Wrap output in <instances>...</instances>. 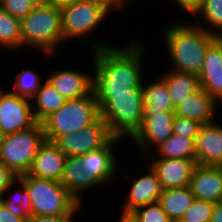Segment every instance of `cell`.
Listing matches in <instances>:
<instances>
[{
  "mask_svg": "<svg viewBox=\"0 0 222 222\" xmlns=\"http://www.w3.org/2000/svg\"><path fill=\"white\" fill-rule=\"evenodd\" d=\"M128 46H111L92 51L94 93L131 92V88H142V64L147 45L134 39ZM146 50V51H145Z\"/></svg>",
  "mask_w": 222,
  "mask_h": 222,
  "instance_id": "6da1fadb",
  "label": "cell"
},
{
  "mask_svg": "<svg viewBox=\"0 0 222 222\" xmlns=\"http://www.w3.org/2000/svg\"><path fill=\"white\" fill-rule=\"evenodd\" d=\"M183 23V24H182ZM162 29L167 56L172 70L199 75L207 48L218 38L203 28L186 21H177Z\"/></svg>",
  "mask_w": 222,
  "mask_h": 222,
  "instance_id": "7a4b0ae2",
  "label": "cell"
},
{
  "mask_svg": "<svg viewBox=\"0 0 222 222\" xmlns=\"http://www.w3.org/2000/svg\"><path fill=\"white\" fill-rule=\"evenodd\" d=\"M94 94L100 117L108 125L111 134L130 140L142 125V88H131V92Z\"/></svg>",
  "mask_w": 222,
  "mask_h": 222,
  "instance_id": "3957f363",
  "label": "cell"
},
{
  "mask_svg": "<svg viewBox=\"0 0 222 222\" xmlns=\"http://www.w3.org/2000/svg\"><path fill=\"white\" fill-rule=\"evenodd\" d=\"M22 49L31 47L54 56L64 43L61 10L51 5H38L21 20Z\"/></svg>",
  "mask_w": 222,
  "mask_h": 222,
  "instance_id": "277c9868",
  "label": "cell"
},
{
  "mask_svg": "<svg viewBox=\"0 0 222 222\" xmlns=\"http://www.w3.org/2000/svg\"><path fill=\"white\" fill-rule=\"evenodd\" d=\"M100 118V109L94 91L90 94L66 100L56 112L41 124L45 139L55 142L60 136L79 131L94 124Z\"/></svg>",
  "mask_w": 222,
  "mask_h": 222,
  "instance_id": "5b68a950",
  "label": "cell"
},
{
  "mask_svg": "<svg viewBox=\"0 0 222 222\" xmlns=\"http://www.w3.org/2000/svg\"><path fill=\"white\" fill-rule=\"evenodd\" d=\"M61 10V29L64 43L72 39L85 40L92 51L111 47V44H104L96 39H89L92 31H95L102 21L109 16L103 6L95 0H77L65 6ZM92 40V41H91ZM99 42V43H98Z\"/></svg>",
  "mask_w": 222,
  "mask_h": 222,
  "instance_id": "8992f818",
  "label": "cell"
},
{
  "mask_svg": "<svg viewBox=\"0 0 222 222\" xmlns=\"http://www.w3.org/2000/svg\"><path fill=\"white\" fill-rule=\"evenodd\" d=\"M18 178L30 196L32 215H66L79 204L60 181L37 178L28 173Z\"/></svg>",
  "mask_w": 222,
  "mask_h": 222,
  "instance_id": "52a82bcc",
  "label": "cell"
},
{
  "mask_svg": "<svg viewBox=\"0 0 222 222\" xmlns=\"http://www.w3.org/2000/svg\"><path fill=\"white\" fill-rule=\"evenodd\" d=\"M44 141L39 122L26 130L4 135L0 142V161L17 177L25 175Z\"/></svg>",
  "mask_w": 222,
  "mask_h": 222,
  "instance_id": "ba28073f",
  "label": "cell"
},
{
  "mask_svg": "<svg viewBox=\"0 0 222 222\" xmlns=\"http://www.w3.org/2000/svg\"><path fill=\"white\" fill-rule=\"evenodd\" d=\"M113 137L100 117L92 125L60 136L54 143L67 157H78L104 147Z\"/></svg>",
  "mask_w": 222,
  "mask_h": 222,
  "instance_id": "9c48e42d",
  "label": "cell"
},
{
  "mask_svg": "<svg viewBox=\"0 0 222 222\" xmlns=\"http://www.w3.org/2000/svg\"><path fill=\"white\" fill-rule=\"evenodd\" d=\"M175 116L174 111L143 112L142 125L130 139L143 157L152 153V148H156L173 134Z\"/></svg>",
  "mask_w": 222,
  "mask_h": 222,
  "instance_id": "30bf717a",
  "label": "cell"
},
{
  "mask_svg": "<svg viewBox=\"0 0 222 222\" xmlns=\"http://www.w3.org/2000/svg\"><path fill=\"white\" fill-rule=\"evenodd\" d=\"M31 99L21 97L10 90L0 99V133L2 136L26 130L37 121Z\"/></svg>",
  "mask_w": 222,
  "mask_h": 222,
  "instance_id": "8fae6325",
  "label": "cell"
},
{
  "mask_svg": "<svg viewBox=\"0 0 222 222\" xmlns=\"http://www.w3.org/2000/svg\"><path fill=\"white\" fill-rule=\"evenodd\" d=\"M121 140L123 139L113 137L104 147L78 156L87 174L92 176L101 186L112 185L117 178L116 170L118 169L117 160L119 158H116L114 150L116 147L114 146Z\"/></svg>",
  "mask_w": 222,
  "mask_h": 222,
  "instance_id": "7c38bea8",
  "label": "cell"
},
{
  "mask_svg": "<svg viewBox=\"0 0 222 222\" xmlns=\"http://www.w3.org/2000/svg\"><path fill=\"white\" fill-rule=\"evenodd\" d=\"M153 152L148 154L146 161L156 173L164 189L189 186L192 173L197 166L196 161L188 159L153 158ZM150 159L151 161H148Z\"/></svg>",
  "mask_w": 222,
  "mask_h": 222,
  "instance_id": "4fadbf2b",
  "label": "cell"
},
{
  "mask_svg": "<svg viewBox=\"0 0 222 222\" xmlns=\"http://www.w3.org/2000/svg\"><path fill=\"white\" fill-rule=\"evenodd\" d=\"M196 164L222 167V124H203L195 139Z\"/></svg>",
  "mask_w": 222,
  "mask_h": 222,
  "instance_id": "5bb4252c",
  "label": "cell"
},
{
  "mask_svg": "<svg viewBox=\"0 0 222 222\" xmlns=\"http://www.w3.org/2000/svg\"><path fill=\"white\" fill-rule=\"evenodd\" d=\"M199 81L200 87L220 105L222 103V40L219 37L207 48Z\"/></svg>",
  "mask_w": 222,
  "mask_h": 222,
  "instance_id": "9a60e30c",
  "label": "cell"
},
{
  "mask_svg": "<svg viewBox=\"0 0 222 222\" xmlns=\"http://www.w3.org/2000/svg\"><path fill=\"white\" fill-rule=\"evenodd\" d=\"M67 156L51 141L45 139L40 145L28 172L37 178L61 181Z\"/></svg>",
  "mask_w": 222,
  "mask_h": 222,
  "instance_id": "2e32d148",
  "label": "cell"
},
{
  "mask_svg": "<svg viewBox=\"0 0 222 222\" xmlns=\"http://www.w3.org/2000/svg\"><path fill=\"white\" fill-rule=\"evenodd\" d=\"M189 188L195 199L212 203L222 201V167L197 165Z\"/></svg>",
  "mask_w": 222,
  "mask_h": 222,
  "instance_id": "e0dca14e",
  "label": "cell"
},
{
  "mask_svg": "<svg viewBox=\"0 0 222 222\" xmlns=\"http://www.w3.org/2000/svg\"><path fill=\"white\" fill-rule=\"evenodd\" d=\"M149 173L136 177L132 181L127 197L124 199L121 212H132L138 207L154 203L162 194L163 188L156 173L148 166Z\"/></svg>",
  "mask_w": 222,
  "mask_h": 222,
  "instance_id": "ac0fdd59",
  "label": "cell"
},
{
  "mask_svg": "<svg viewBox=\"0 0 222 222\" xmlns=\"http://www.w3.org/2000/svg\"><path fill=\"white\" fill-rule=\"evenodd\" d=\"M47 76L45 79L67 100L88 95L93 91V74L84 71L58 69Z\"/></svg>",
  "mask_w": 222,
  "mask_h": 222,
  "instance_id": "d6986e66",
  "label": "cell"
},
{
  "mask_svg": "<svg viewBox=\"0 0 222 222\" xmlns=\"http://www.w3.org/2000/svg\"><path fill=\"white\" fill-rule=\"evenodd\" d=\"M219 104L211 97V95L200 88L186 97L185 100L175 107L176 116L191 119L203 124L211 123L217 119ZM217 109V111H216Z\"/></svg>",
  "mask_w": 222,
  "mask_h": 222,
  "instance_id": "ffe728a7",
  "label": "cell"
},
{
  "mask_svg": "<svg viewBox=\"0 0 222 222\" xmlns=\"http://www.w3.org/2000/svg\"><path fill=\"white\" fill-rule=\"evenodd\" d=\"M60 182L80 204L84 203L81 196L83 192L102 188L92 176L87 174L79 157L66 158L64 174Z\"/></svg>",
  "mask_w": 222,
  "mask_h": 222,
  "instance_id": "44dd1931",
  "label": "cell"
},
{
  "mask_svg": "<svg viewBox=\"0 0 222 222\" xmlns=\"http://www.w3.org/2000/svg\"><path fill=\"white\" fill-rule=\"evenodd\" d=\"M160 78L167 85L174 108L185 100L188 95L197 92L201 88L199 75L197 74L182 73L170 69L164 74L162 73Z\"/></svg>",
  "mask_w": 222,
  "mask_h": 222,
  "instance_id": "7402d4cb",
  "label": "cell"
},
{
  "mask_svg": "<svg viewBox=\"0 0 222 222\" xmlns=\"http://www.w3.org/2000/svg\"><path fill=\"white\" fill-rule=\"evenodd\" d=\"M66 100L47 79L44 80L38 93L31 98L36 121L42 123L49 115L58 111Z\"/></svg>",
  "mask_w": 222,
  "mask_h": 222,
  "instance_id": "603a6c76",
  "label": "cell"
},
{
  "mask_svg": "<svg viewBox=\"0 0 222 222\" xmlns=\"http://www.w3.org/2000/svg\"><path fill=\"white\" fill-rule=\"evenodd\" d=\"M194 199L189 186H186L164 189L157 202L172 221L181 219Z\"/></svg>",
  "mask_w": 222,
  "mask_h": 222,
  "instance_id": "cb8c5ba5",
  "label": "cell"
},
{
  "mask_svg": "<svg viewBox=\"0 0 222 222\" xmlns=\"http://www.w3.org/2000/svg\"><path fill=\"white\" fill-rule=\"evenodd\" d=\"M143 112L175 111L174 104L169 96L166 83L157 78L152 83H142Z\"/></svg>",
  "mask_w": 222,
  "mask_h": 222,
  "instance_id": "d4e9b609",
  "label": "cell"
},
{
  "mask_svg": "<svg viewBox=\"0 0 222 222\" xmlns=\"http://www.w3.org/2000/svg\"><path fill=\"white\" fill-rule=\"evenodd\" d=\"M188 15H200L203 18L201 20L205 21L202 25L198 18L196 23L191 22L208 33L217 37L222 34V0H200Z\"/></svg>",
  "mask_w": 222,
  "mask_h": 222,
  "instance_id": "484cf974",
  "label": "cell"
},
{
  "mask_svg": "<svg viewBox=\"0 0 222 222\" xmlns=\"http://www.w3.org/2000/svg\"><path fill=\"white\" fill-rule=\"evenodd\" d=\"M154 158L188 159L196 161L195 140L183 135L172 134L166 141L154 148Z\"/></svg>",
  "mask_w": 222,
  "mask_h": 222,
  "instance_id": "4316f807",
  "label": "cell"
},
{
  "mask_svg": "<svg viewBox=\"0 0 222 222\" xmlns=\"http://www.w3.org/2000/svg\"><path fill=\"white\" fill-rule=\"evenodd\" d=\"M0 48L18 52L22 49L21 21L0 5ZM18 50V51H17Z\"/></svg>",
  "mask_w": 222,
  "mask_h": 222,
  "instance_id": "83f0119b",
  "label": "cell"
},
{
  "mask_svg": "<svg viewBox=\"0 0 222 222\" xmlns=\"http://www.w3.org/2000/svg\"><path fill=\"white\" fill-rule=\"evenodd\" d=\"M16 185L19 189H16ZM15 186V187H14ZM15 188V189H14ZM14 189V193H9ZM6 193L9 195L6 196ZM0 201L7 207L13 214L24 217L26 220L32 216V206L30 196L24 186V183L17 178L5 191L0 198Z\"/></svg>",
  "mask_w": 222,
  "mask_h": 222,
  "instance_id": "f1b7e54d",
  "label": "cell"
},
{
  "mask_svg": "<svg viewBox=\"0 0 222 222\" xmlns=\"http://www.w3.org/2000/svg\"><path fill=\"white\" fill-rule=\"evenodd\" d=\"M15 78L11 91L28 99H31L38 93L43 81L37 71H33L32 69L19 71Z\"/></svg>",
  "mask_w": 222,
  "mask_h": 222,
  "instance_id": "f546056e",
  "label": "cell"
},
{
  "mask_svg": "<svg viewBox=\"0 0 222 222\" xmlns=\"http://www.w3.org/2000/svg\"><path fill=\"white\" fill-rule=\"evenodd\" d=\"M214 206L215 203L194 199L181 220L184 222H210Z\"/></svg>",
  "mask_w": 222,
  "mask_h": 222,
  "instance_id": "4dcf8cb0",
  "label": "cell"
},
{
  "mask_svg": "<svg viewBox=\"0 0 222 222\" xmlns=\"http://www.w3.org/2000/svg\"><path fill=\"white\" fill-rule=\"evenodd\" d=\"M138 222H170L158 202L150 203L136 208L131 212Z\"/></svg>",
  "mask_w": 222,
  "mask_h": 222,
  "instance_id": "1f68e13d",
  "label": "cell"
},
{
  "mask_svg": "<svg viewBox=\"0 0 222 222\" xmlns=\"http://www.w3.org/2000/svg\"><path fill=\"white\" fill-rule=\"evenodd\" d=\"M200 127L201 124L196 121L180 116H175L172 125V131L173 134L181 136L183 135L184 137L192 138L195 140Z\"/></svg>",
  "mask_w": 222,
  "mask_h": 222,
  "instance_id": "d6a6232c",
  "label": "cell"
},
{
  "mask_svg": "<svg viewBox=\"0 0 222 222\" xmlns=\"http://www.w3.org/2000/svg\"><path fill=\"white\" fill-rule=\"evenodd\" d=\"M0 5L13 17L20 20L36 6L31 0H1Z\"/></svg>",
  "mask_w": 222,
  "mask_h": 222,
  "instance_id": "836d02e7",
  "label": "cell"
},
{
  "mask_svg": "<svg viewBox=\"0 0 222 222\" xmlns=\"http://www.w3.org/2000/svg\"><path fill=\"white\" fill-rule=\"evenodd\" d=\"M83 207L79 203L69 214L57 215V216H43V215H32L28 218L27 222H75L73 220L77 212L82 210Z\"/></svg>",
  "mask_w": 222,
  "mask_h": 222,
  "instance_id": "e575fe53",
  "label": "cell"
},
{
  "mask_svg": "<svg viewBox=\"0 0 222 222\" xmlns=\"http://www.w3.org/2000/svg\"><path fill=\"white\" fill-rule=\"evenodd\" d=\"M1 161H0V198L5 193L7 188L17 179Z\"/></svg>",
  "mask_w": 222,
  "mask_h": 222,
  "instance_id": "d590c367",
  "label": "cell"
},
{
  "mask_svg": "<svg viewBox=\"0 0 222 222\" xmlns=\"http://www.w3.org/2000/svg\"><path fill=\"white\" fill-rule=\"evenodd\" d=\"M101 6H103L108 12L111 11H121V9L125 8L127 4L132 0H95Z\"/></svg>",
  "mask_w": 222,
  "mask_h": 222,
  "instance_id": "8d00e7d4",
  "label": "cell"
},
{
  "mask_svg": "<svg viewBox=\"0 0 222 222\" xmlns=\"http://www.w3.org/2000/svg\"><path fill=\"white\" fill-rule=\"evenodd\" d=\"M0 222H27V220L24 217L13 214L0 201Z\"/></svg>",
  "mask_w": 222,
  "mask_h": 222,
  "instance_id": "74e56055",
  "label": "cell"
},
{
  "mask_svg": "<svg viewBox=\"0 0 222 222\" xmlns=\"http://www.w3.org/2000/svg\"><path fill=\"white\" fill-rule=\"evenodd\" d=\"M173 1H176L175 3H177V6H179L180 9H183V12L185 11L187 14H189L200 0H173Z\"/></svg>",
  "mask_w": 222,
  "mask_h": 222,
  "instance_id": "f35d334b",
  "label": "cell"
},
{
  "mask_svg": "<svg viewBox=\"0 0 222 222\" xmlns=\"http://www.w3.org/2000/svg\"><path fill=\"white\" fill-rule=\"evenodd\" d=\"M210 222H222V201L215 203Z\"/></svg>",
  "mask_w": 222,
  "mask_h": 222,
  "instance_id": "ab89813d",
  "label": "cell"
},
{
  "mask_svg": "<svg viewBox=\"0 0 222 222\" xmlns=\"http://www.w3.org/2000/svg\"><path fill=\"white\" fill-rule=\"evenodd\" d=\"M74 1L77 0H48V5L61 9L69 4H72Z\"/></svg>",
  "mask_w": 222,
  "mask_h": 222,
  "instance_id": "60d3db41",
  "label": "cell"
},
{
  "mask_svg": "<svg viewBox=\"0 0 222 222\" xmlns=\"http://www.w3.org/2000/svg\"><path fill=\"white\" fill-rule=\"evenodd\" d=\"M118 222H138L131 212H122Z\"/></svg>",
  "mask_w": 222,
  "mask_h": 222,
  "instance_id": "b9f144b4",
  "label": "cell"
},
{
  "mask_svg": "<svg viewBox=\"0 0 222 222\" xmlns=\"http://www.w3.org/2000/svg\"><path fill=\"white\" fill-rule=\"evenodd\" d=\"M36 6L48 5V0H31Z\"/></svg>",
  "mask_w": 222,
  "mask_h": 222,
  "instance_id": "7bdbcfd3",
  "label": "cell"
},
{
  "mask_svg": "<svg viewBox=\"0 0 222 222\" xmlns=\"http://www.w3.org/2000/svg\"><path fill=\"white\" fill-rule=\"evenodd\" d=\"M4 93H5V90L1 89V87H0V99Z\"/></svg>",
  "mask_w": 222,
  "mask_h": 222,
  "instance_id": "ee69618b",
  "label": "cell"
},
{
  "mask_svg": "<svg viewBox=\"0 0 222 222\" xmlns=\"http://www.w3.org/2000/svg\"><path fill=\"white\" fill-rule=\"evenodd\" d=\"M170 222H184V221H182L181 219H179V220H172V221H170Z\"/></svg>",
  "mask_w": 222,
  "mask_h": 222,
  "instance_id": "f6af8a7d",
  "label": "cell"
}]
</instances>
